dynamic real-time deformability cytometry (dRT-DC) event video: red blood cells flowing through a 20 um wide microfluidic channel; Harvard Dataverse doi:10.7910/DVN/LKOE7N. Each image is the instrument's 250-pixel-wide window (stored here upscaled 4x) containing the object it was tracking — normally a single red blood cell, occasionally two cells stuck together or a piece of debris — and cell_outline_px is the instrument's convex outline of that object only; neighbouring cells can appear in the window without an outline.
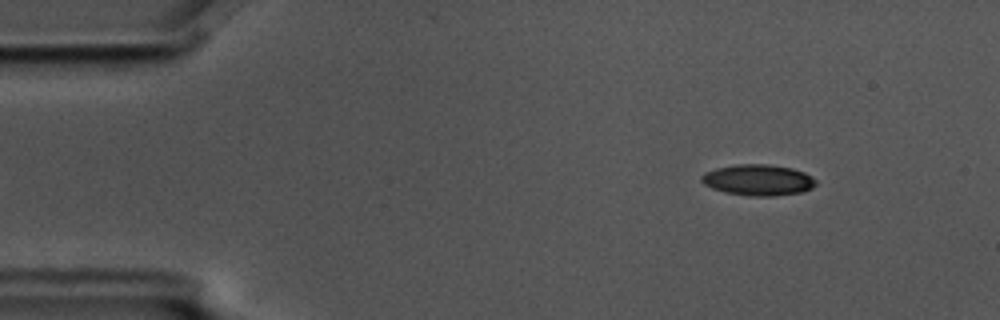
{"species": "common noctule bat (a hibernating species)", "species_latin": "Nyctalus noctula", "temperature_condition": "cold", "stored_images_in_passage": 52, "camera_frame_rate_fps": 3000, "um_per_image_px": 0.085, "animal": {"sex": "male", "body_mass_g": 17.5, "forearm_length_mm": 52.3}, "frame": {"image": 1, "passage_image": 3, "time_ms": 0.667, "image_size_px": [1000, 320], "cell_outline_px": [[816, 184], [812, 188], [804, 192], [772, 196], [752, 196], [724, 192], [712, 188], [704, 184], [700, 180], [700, 176], [704, 172], [716, 168], [736, 164], [768, 164], [792, 168], [804, 172], [816, 180]], "centroid_in_image_um": [64.43, 15.3], "position_along_channel_um": 20.6, "area_um2": 20.81}}
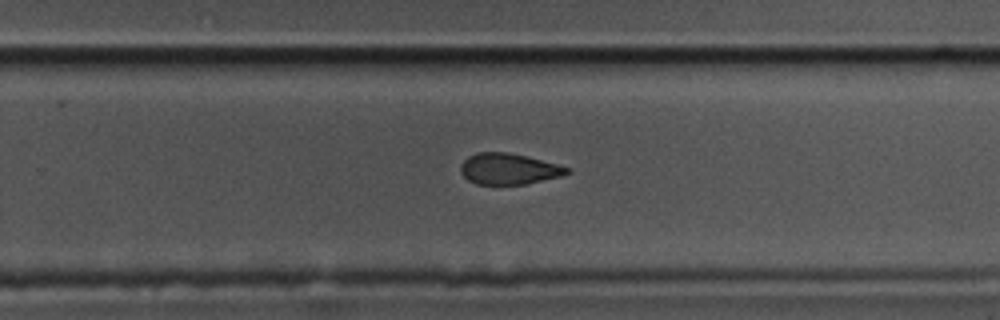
{"frame": {"image": 2, "passage_image": 32, "time_ms": 10.333, "image_size_px": [1000, 320], "cell_outline_px": [[572, 172], [560, 176], [524, 184], [476, 184], [468, 180], [460, 172], [460, 164], [468, 156], [480, 152], [508, 152], [572, 168]], "centroid_in_image_um": [43.22, 14.36], "position_along_channel_um": 286.6, "area_um2": 19.07}}
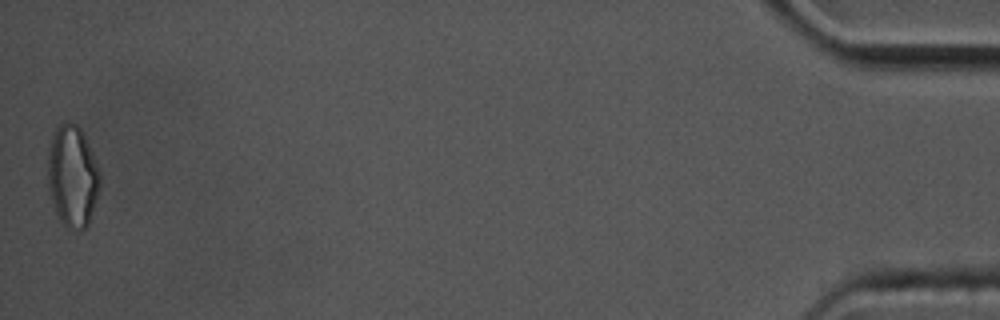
{"frame": {"image": 3, "passage_image": 52, "time_ms": 17.0, "image_size_px": [1000, 320], "cell_outline_px": [[100, 188], [88, 224], [80, 232], [76, 232], [64, 224], [60, 220], [56, 212], [48, 188], [48, 152], [52, 136], [56, 128], [60, 124], [68, 120], [76, 124], [80, 128], [92, 152], [100, 172]], "centroid_in_image_um": [6.16, 14.98], "position_along_channel_um": 429.0, "area_um2": 30.87}, "authors_computed_cell_mechanics": {"area_um2": 21.0681, "velocity_mm_per_s": 3.5759, "shape_relaxation_time_tau1_ms": null, "shape_relaxation_time_tau2_ms": 4.0797, "deformation_change_tau1": null, "deformation_change_tau2": 0.1111}}